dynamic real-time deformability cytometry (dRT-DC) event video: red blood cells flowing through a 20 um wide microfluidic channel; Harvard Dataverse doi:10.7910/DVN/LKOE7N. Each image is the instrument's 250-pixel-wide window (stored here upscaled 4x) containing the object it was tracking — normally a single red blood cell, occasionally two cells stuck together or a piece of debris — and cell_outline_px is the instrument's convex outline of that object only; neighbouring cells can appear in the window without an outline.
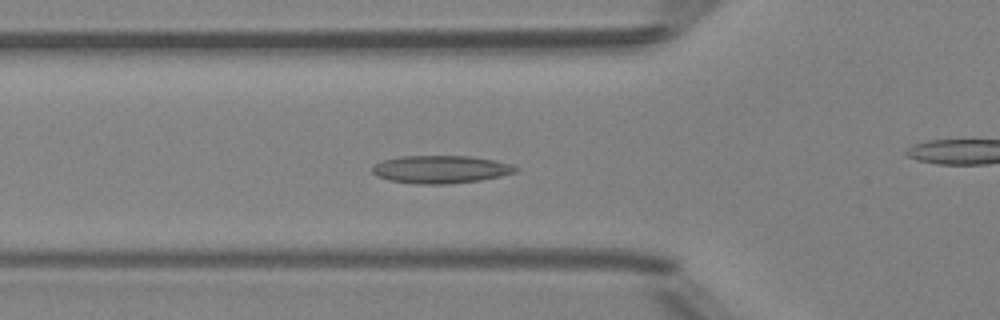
{"species": "Egyptian fruit bat (a non-hibernating species)", "species_latin": "Rousettus aegyptiacus", "temperature_condition": "room temperature", "stored_images_in_passage": 46, "camera_frame_rate_fps": 3000, "um_per_image_px": 0.085, "animal": {"sex": "female"}, "frame": {"image": 1, "passage_image": 13, "time_ms": 4.0, "image_size_px": [1000, 320], "cell_outline_px": [[520, 168], [516, 172], [500, 176], [480, 180], [444, 184], [416, 184], [388, 180], [376, 176], [372, 172], [372, 168], [376, 164], [384, 160], [400, 156], [468, 156], [492, 160], [512, 164]], "centroid_in_image_um": [37.45, 14.4], "position_along_channel_um": 88.3, "area_um2": 23.12}}
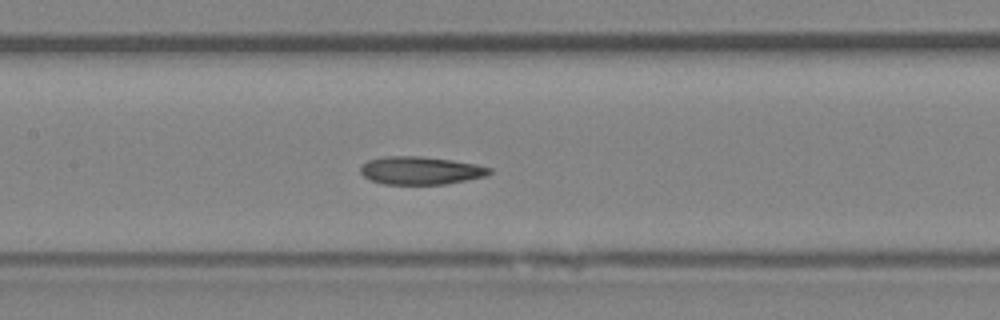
{"frame": {"image": 2, "passage_image": 19, "time_ms": 6.0, "image_size_px": [1000, 320], "cell_outline_px": [[492, 172], [484, 176], [444, 184], [384, 184], [372, 180], [364, 176], [360, 172], [360, 168], [368, 160], [384, 156], [420, 156], [452, 160], [476, 164], [492, 168]], "centroid_in_image_um": [35.74, 14.48], "position_along_channel_um": 171.7, "area_um2": 20.81}}
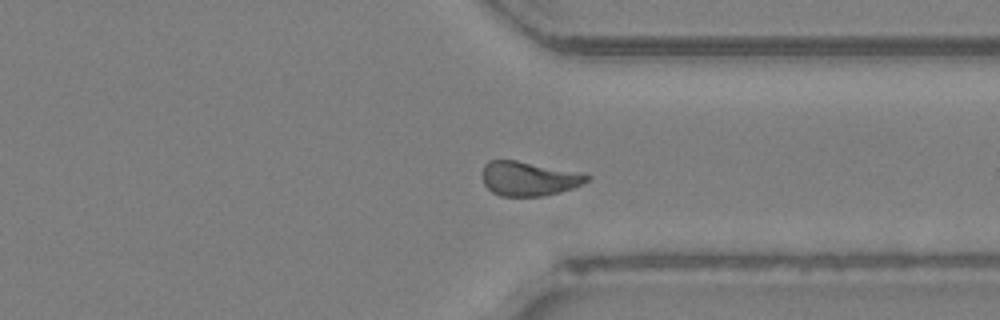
{"frame": {"image": 3, "passage_image": 33, "time_ms": 10.667, "image_size_px": [1000, 320], "cell_outline_px": [[592, 176], [588, 180], [572, 188], [560, 192], [544, 196], [500, 196], [492, 192], [484, 184], [484, 164], [488, 160], [516, 160]], "centroid_in_image_um": [44.9, 15.2], "position_along_channel_um": 366.5, "area_um2": 20.4}, "authors_computed_cell_mechanics": {"area_um2": 21.3282, "velocity_mm_per_s": 4.1705, "shape_relaxation_time_tau1_ms": 6.8732, "shape_relaxation_time_tau2_ms": 3.3727, "deformation_change_tau1": 0.131, "deformation_change_tau2": 0.1013}}